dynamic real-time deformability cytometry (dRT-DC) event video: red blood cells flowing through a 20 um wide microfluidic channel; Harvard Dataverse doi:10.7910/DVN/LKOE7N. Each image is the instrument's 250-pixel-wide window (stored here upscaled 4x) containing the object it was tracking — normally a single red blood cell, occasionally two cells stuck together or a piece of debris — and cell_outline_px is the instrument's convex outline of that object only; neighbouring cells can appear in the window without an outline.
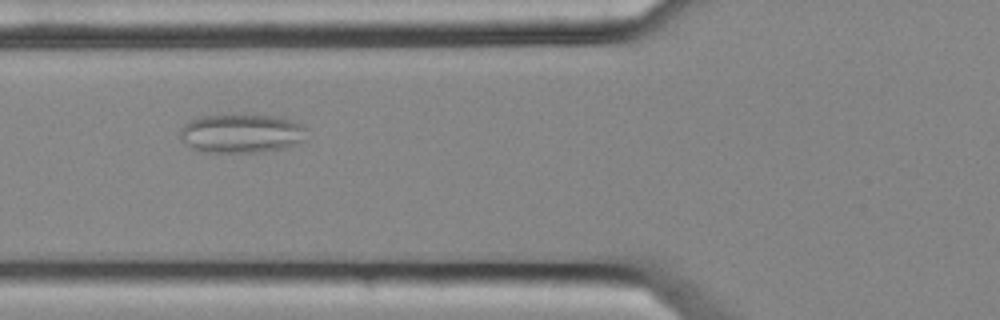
{"species": "common noctule bat (a hibernating species)", "species_latin": "Nyctalus noctula", "temperature_condition": "cold", "stored_images_in_passage": 11, "camera_frame_rate_fps": 3000, "um_per_image_px": 0.085, "animal": {"sex": "female", "body_mass_g": 25.1}, "frame": {"image": 1, "passage_image": 4, "time_ms": 1.0, "image_size_px": [1000, 320], "cell_outline_px": [[304, 140], [284, 148], [264, 152], [200, 152], [192, 148], [180, 136], [180, 128], [184, 124], [192, 120], [204, 116], [280, 116], [292, 120], [300, 124], [304, 128]], "centroid_in_image_um": [20.52, 11.36], "position_along_channel_um": 105.3, "area_um2": 28.21}}